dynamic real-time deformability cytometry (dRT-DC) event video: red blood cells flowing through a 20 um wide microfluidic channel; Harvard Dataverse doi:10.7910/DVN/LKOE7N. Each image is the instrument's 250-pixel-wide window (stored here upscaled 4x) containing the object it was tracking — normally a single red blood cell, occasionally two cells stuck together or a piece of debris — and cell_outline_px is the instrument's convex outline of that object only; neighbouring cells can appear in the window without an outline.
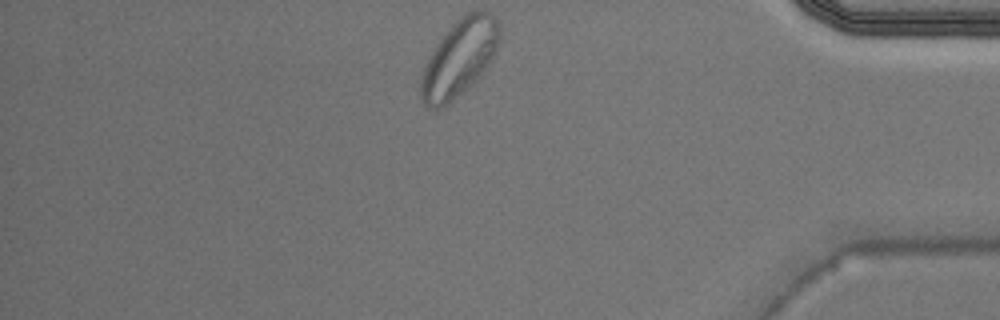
{"species": "Egyptian fruit bat (a non-hibernating species)", "species_latin": "Rousettus aegyptiacus", "temperature_condition": "warm", "stored_images_in_passage": 25, "segment_of_instrument_passage": [2, 2], "camera_frame_rate_fps": 3000, "um_per_image_px": 0.085, "animal": {"sex": "male"}, "frame": {"image": 1, "passage_image": 25, "time_ms": 8.0, "image_size_px": [1000, 320], "cell_outline_px": [[500, 40], [492, 60], [484, 72], [472, 84], [448, 104], [440, 108], [428, 108], [424, 104], [416, 92], [420, 76], [424, 64], [432, 48], [440, 36], [456, 20], [468, 12], [492, 12], [496, 16], [500, 28]], "centroid_in_image_um": [38.99, 4.96], "position_along_channel_um": 396.2, "area_um2": 36.13}}